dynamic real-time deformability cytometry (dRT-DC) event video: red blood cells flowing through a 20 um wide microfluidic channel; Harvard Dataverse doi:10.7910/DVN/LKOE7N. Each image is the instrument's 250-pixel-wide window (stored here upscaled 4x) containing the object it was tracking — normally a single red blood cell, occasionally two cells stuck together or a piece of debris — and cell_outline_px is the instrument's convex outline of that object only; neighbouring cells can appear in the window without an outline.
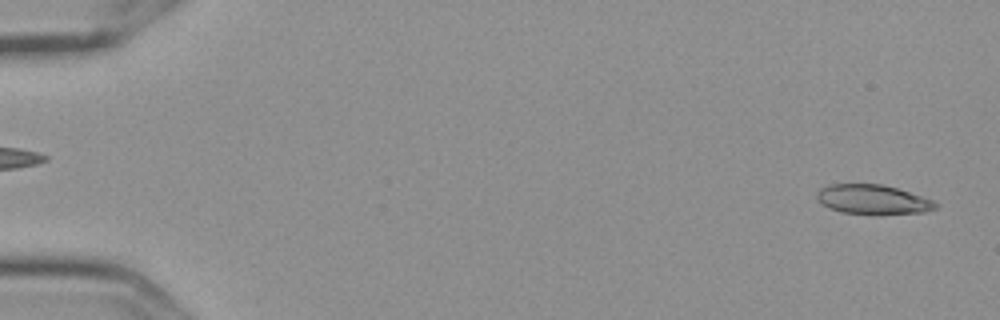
{"species": "Egyptian fruit bat (a non-hibernating species)", "species_latin": "Rousettus aegyptiacus", "temperature_condition": "cold", "stored_images_in_passage": 5, "segment_of_instrument_passage": [2, 2], "camera_frame_rate_fps": 3000, "um_per_image_px": 0.085, "frame": {"image": 1, "passage_image": 5, "time_ms": 1.333, "image_size_px": [1000, 320], "cell_outline_px": [[940, 204], [936, 208], [924, 212], [840, 212], [828, 208], [816, 200], [816, 192], [820, 188], [828, 184], [880, 184], [896, 188], [932, 200]], "centroid_in_image_um": [74.1, 16.92], "position_along_channel_um": 10.9, "area_um2": 19.71}}